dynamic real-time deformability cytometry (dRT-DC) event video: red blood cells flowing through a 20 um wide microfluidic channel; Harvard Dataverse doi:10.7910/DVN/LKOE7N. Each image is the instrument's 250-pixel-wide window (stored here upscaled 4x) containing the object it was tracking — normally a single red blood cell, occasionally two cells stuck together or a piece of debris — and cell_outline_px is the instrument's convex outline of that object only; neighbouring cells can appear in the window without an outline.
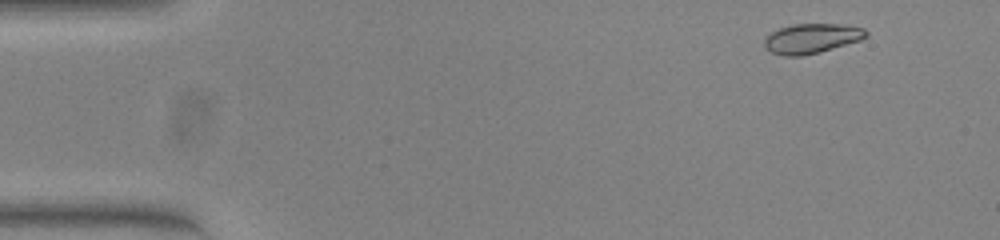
{"species": "common noctule bat (a hibernating species)", "species_latin": "Nyctalus noctula", "temperature_condition": "warm", "stored_images_in_passage": 51, "camera_frame_rate_fps": 3000, "um_per_image_px": 0.085, "animal": {"sex": "female", "body_mass_g": 23.0, "forearm_length_mm": 53.4}, "frame": {"image": 1, "passage_image": 2, "time_ms": 0.333, "image_size_px": [1000, 240], "cell_outline_px": [[868, 36], [860, 40], [820, 52], [800, 56], [784, 56], [772, 52], [764, 48], [764, 40], [772, 32], [780, 28], [792, 24], [840, 24], [864, 28], [868, 32]], "centroid_in_image_um": [68.99, 3.27], "position_along_channel_um": 16.0, "area_um2": 17.57}}
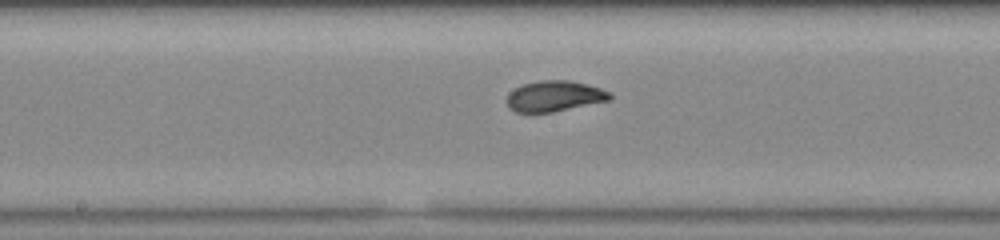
{"frame": {"image": 2, "passage_image": 25, "time_ms": 8.0, "image_size_px": [1000, 240], "cell_outline_px": [[612, 100], [552, 112], [516, 112], [508, 108], [508, 92], [524, 84], [540, 80], [572, 80], [600, 88], [612, 92]], "centroid_in_image_um": [47.17, 8.17], "position_along_channel_um": 201.0, "area_um2": 18.5}}
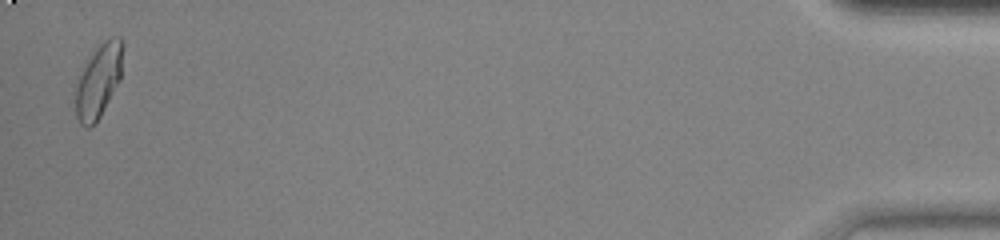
{"frame": {"image": 3, "passage_image": 50, "time_ms": 16.333, "image_size_px": [1000, 240], "cell_outline_px": [[124, 44], [120, 80], [100, 116], [88, 128], [80, 124], [76, 116], [76, 84], [88, 60], [96, 48], [108, 36], [120, 36]], "centroid_in_image_um": [8.41, 6.82], "position_along_channel_um": 426.8, "area_um2": 20.0}, "authors_computed_cell_mechanics": {"area_um2": 18.6116, "velocity_mm_per_s": 3.8312, "shape_relaxation_time_tau1_ms": 3.1781, "shape_relaxation_time_tau2_ms": 0.9805, "deformation_change_tau1": 0.1663, "deformation_change_tau2": 0.0458}}